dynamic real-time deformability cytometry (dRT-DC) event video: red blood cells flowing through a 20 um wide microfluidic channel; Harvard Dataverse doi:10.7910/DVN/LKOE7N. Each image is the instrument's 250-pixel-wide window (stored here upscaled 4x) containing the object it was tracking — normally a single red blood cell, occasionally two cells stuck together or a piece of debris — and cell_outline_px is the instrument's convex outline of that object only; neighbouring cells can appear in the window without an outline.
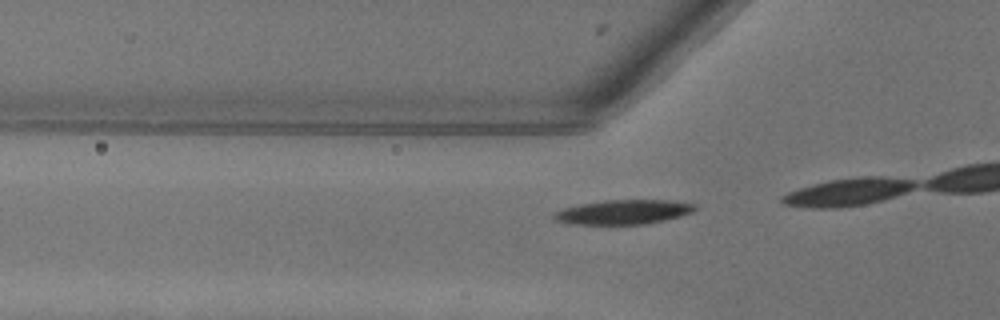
{"species": "common noctule bat (a hibernating species)", "species_latin": "Nyctalus noctula", "temperature_condition": "warm", "stored_images_in_passage": 18, "camera_frame_rate_fps": 3000, "um_per_image_px": 0.085, "animal": {"sex": "female"}, "frame": {"image": 1, "passage_image": 15, "time_ms": 4.667, "image_size_px": [1000, 320], "cell_outline_px": [[696, 208], [692, 212], [680, 216], [664, 220], [644, 224], [576, 224], [556, 220], [552, 216], [552, 212], [564, 208], [580, 204], [604, 200], [668, 200], [696, 204]], "centroid_in_image_um": [52.98, 18.01], "position_along_channel_um": 72.8, "area_um2": 19.94}}